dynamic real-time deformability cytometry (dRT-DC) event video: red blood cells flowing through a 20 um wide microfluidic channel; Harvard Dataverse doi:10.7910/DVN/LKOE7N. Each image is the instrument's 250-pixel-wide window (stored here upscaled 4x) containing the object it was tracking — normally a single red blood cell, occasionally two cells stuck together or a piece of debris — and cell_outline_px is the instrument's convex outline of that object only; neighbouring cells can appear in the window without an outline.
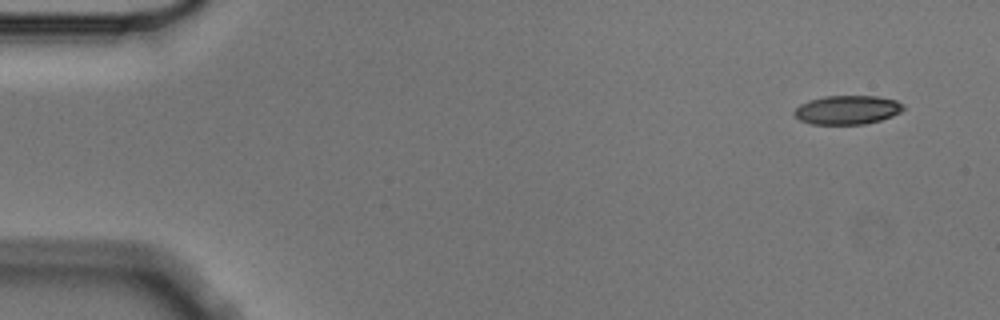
{"species": "Egyptian fruit bat (a non-hibernating species)", "species_latin": "Rousettus aegyptiacus", "temperature_condition": "cold", "stored_images_in_passage": 4, "camera_frame_rate_fps": 3000, "um_per_image_px": 0.085, "animal": {"sex": "male"}, "frame": {"image": 1, "passage_image": 1, "time_ms": 0.0, "image_size_px": [1000, 320], "cell_outline_px": [[904, 108], [900, 112], [892, 116], [880, 120], [864, 124], [812, 124], [800, 120], [792, 112], [800, 104], [808, 100], [824, 96], [876, 96], [896, 100], [904, 104]], "centroid_in_image_um": [72.01, 9.33], "position_along_channel_um": 13.0, "area_um2": 18.38}}